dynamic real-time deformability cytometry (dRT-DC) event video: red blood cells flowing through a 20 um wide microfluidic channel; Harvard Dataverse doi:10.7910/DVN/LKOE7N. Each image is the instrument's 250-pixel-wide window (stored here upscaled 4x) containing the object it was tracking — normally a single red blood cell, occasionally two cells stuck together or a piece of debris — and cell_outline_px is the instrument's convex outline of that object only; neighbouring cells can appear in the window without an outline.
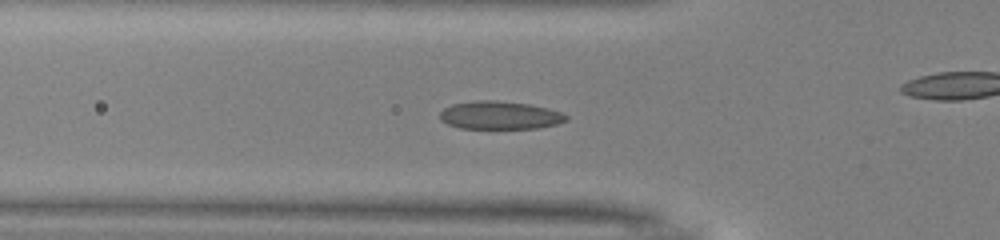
{"species": "common noctule bat (a hibernating species)", "species_latin": "Nyctalus noctula", "temperature_condition": "warm", "stored_images_in_passage": 51, "camera_frame_rate_fps": 3000, "um_per_image_px": 0.085, "animal": {"sex": "male", "body_mass_g": 13.0, "forearm_length_mm": 53.1}, "frame": {"image": 1, "passage_image": 17, "time_ms": 5.333, "image_size_px": [1000, 240], "cell_outline_px": [[568, 120], [556, 124], [540, 128], [460, 128], [448, 124], [440, 120], [440, 112], [444, 108], [452, 104], [476, 100], [496, 100], [528, 104], [548, 108], [560, 112], [568, 116]], "centroid_in_image_um": [42.48, 9.79], "position_along_channel_um": 83.3, "area_um2": 20.63}}
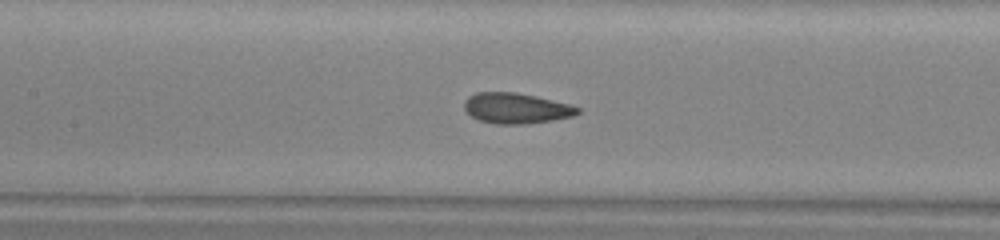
{"frame": {"image": 2, "passage_image": 23, "time_ms": 7.333, "image_size_px": [1000, 240], "cell_outline_px": [[580, 112], [572, 116], [552, 120], [524, 124], [496, 124], [480, 120], [472, 116], [464, 108], [464, 100], [468, 96], [476, 92], [512, 92], [532, 96], [568, 104], [580, 108]], "centroid_in_image_um": [43.83, 9.2], "position_along_channel_um": 163.6, "area_um2": 19.83}}
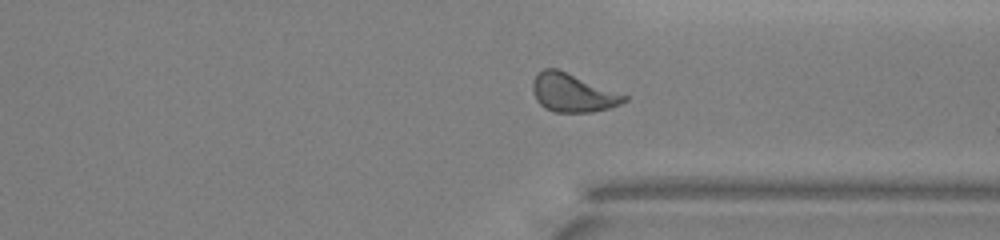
{"frame": {"image": 3, "passage_image": 38, "time_ms": 12.333, "image_size_px": [1000, 240], "cell_outline_px": [[628, 100], [620, 104], [608, 108], [592, 112], [552, 112], [544, 108], [536, 100], [532, 92], [532, 80], [536, 72], [544, 68], [556, 68], [628, 96]], "centroid_in_image_um": [48.62, 7.89], "position_along_channel_um": 362.8, "area_um2": 20.52}, "authors_computed_cell_mechanics": {"area_um2": 20.6346, "velocity_mm_per_s": 3.9855, "shape_relaxation_time_tau1_ms": 9.9585, "shape_relaxation_time_tau2_ms": 1.0916, "deformation_change_tau1": 0.222, "deformation_change_tau2": 0.0888}}